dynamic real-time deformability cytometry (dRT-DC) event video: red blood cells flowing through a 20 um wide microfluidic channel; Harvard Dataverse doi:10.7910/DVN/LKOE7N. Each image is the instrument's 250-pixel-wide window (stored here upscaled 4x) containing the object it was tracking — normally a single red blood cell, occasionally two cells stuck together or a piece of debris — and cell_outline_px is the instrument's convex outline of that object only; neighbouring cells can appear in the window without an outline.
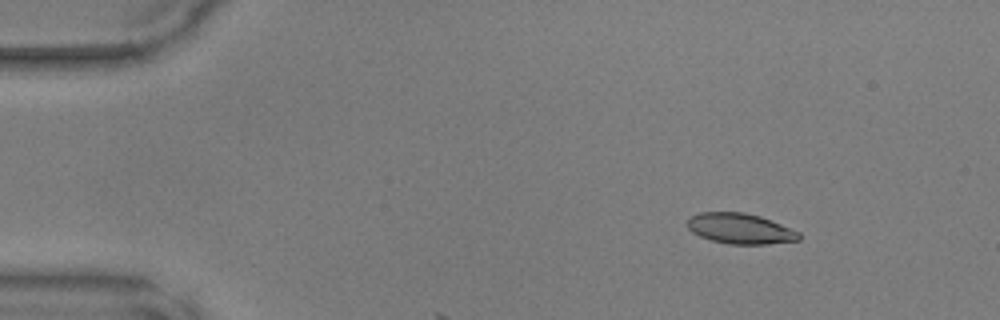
{"species": "common noctule bat (a hibernating species)", "species_latin": "Nyctalus noctula", "temperature_condition": "warm", "stored_images_in_passage": 9, "camera_frame_rate_fps": 3000, "um_per_image_px": 0.085, "animal": {"sex": "male", "body_mass_g": 17.9, "forearm_length_mm": 54.2}, "frame": {"image": 1, "passage_image": 6, "time_ms": 1.667, "image_size_px": [1000, 320], "cell_outline_px": [[800, 240], [768, 244], [728, 244], [712, 240], [700, 236], [692, 232], [688, 228], [688, 220], [692, 216], [700, 212], [744, 212], [760, 216], [800, 232]], "centroid_in_image_um": [62.93, 19.43], "position_along_channel_um": 22.1, "area_um2": 19.71}}